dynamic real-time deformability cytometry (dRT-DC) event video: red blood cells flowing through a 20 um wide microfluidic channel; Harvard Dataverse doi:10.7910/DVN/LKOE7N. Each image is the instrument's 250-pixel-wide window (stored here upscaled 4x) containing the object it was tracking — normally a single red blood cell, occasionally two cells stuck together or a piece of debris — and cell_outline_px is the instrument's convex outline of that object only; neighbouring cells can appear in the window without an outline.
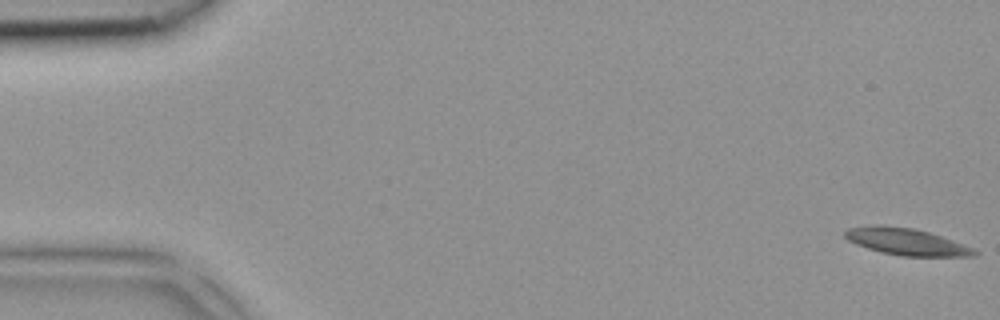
{"species": "common noctule bat (a hibernating species)", "species_latin": "Nyctalus noctula", "temperature_condition": "room temperature", "stored_images_in_passage": 5, "camera_frame_rate_fps": 3000, "um_per_image_px": 0.085, "animal": {"sex": "female", "body_mass_g": 18.4}, "frame": {"image": 1, "passage_image": 1, "time_ms": 0.0, "image_size_px": [1000, 320], "cell_outline_px": [[980, 252], [976, 256], [900, 256], [880, 252], [856, 244], [848, 240], [844, 236], [844, 232], [848, 228], [876, 224], [884, 224], [912, 228], [928, 232], [952, 240], [972, 248]], "centroid_in_image_um": [77.01, 20.54], "position_along_channel_um": 8.0, "area_um2": 20.23}}